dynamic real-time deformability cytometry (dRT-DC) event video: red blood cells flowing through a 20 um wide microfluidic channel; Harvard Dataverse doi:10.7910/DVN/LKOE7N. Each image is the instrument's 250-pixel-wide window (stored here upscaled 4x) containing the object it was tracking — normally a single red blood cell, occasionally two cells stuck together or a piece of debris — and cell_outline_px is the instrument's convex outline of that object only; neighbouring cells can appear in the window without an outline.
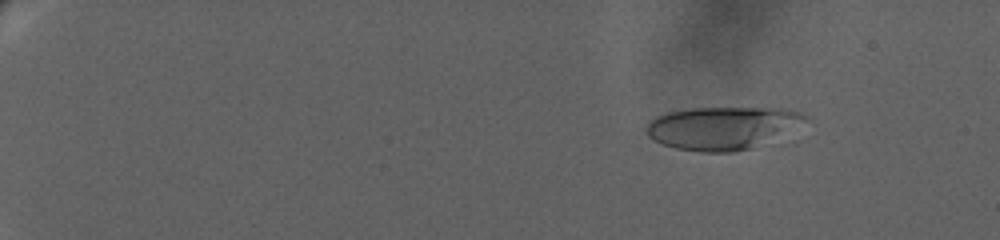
{"species": "human", "species_latin": "Homo sapiens", "temperature_condition": "warm", "stored_images_in_passage": 54, "camera_frame_rate_fps": 3000, "um_per_image_px": 0.085, "donor": {"sex": "female"}, "frame": {"image": 1, "passage_image": 7, "time_ms": 3.0, "image_size_px": [1000, 240], "cell_outline_px": [[812, 120], [800, 140], [796, 144], [736, 152], [700, 152], [676, 148], [664, 144], [648, 136], [644, 128], [656, 116], [668, 112], [692, 108], [780, 108], [804, 112]], "centroid_in_image_um": [61.93, 10.95], "position_along_channel_um": 23.1, "area_um2": 43.75}}
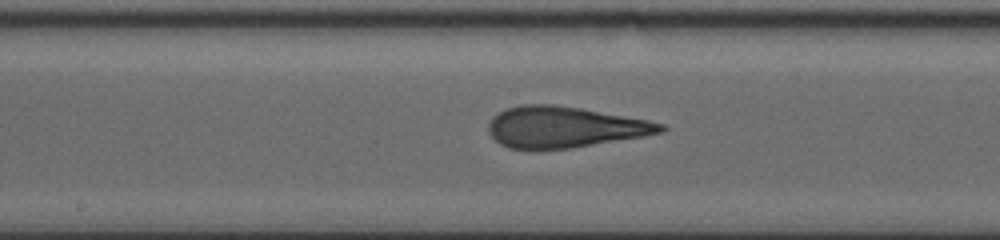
{"frame": {"image": 2, "passage_image": 34, "time_ms": 13.333, "image_size_px": [1000, 240], "cell_outline_px": [[668, 128], [664, 132], [644, 136], [572, 148], [508, 148], [500, 144], [488, 132], [488, 124], [492, 116], [504, 108], [520, 104], [552, 104], [580, 108], [648, 120], [664, 124]], "centroid_in_image_um": [47.97, 10.79], "position_along_channel_um": 200.2, "area_um2": 41.15}}
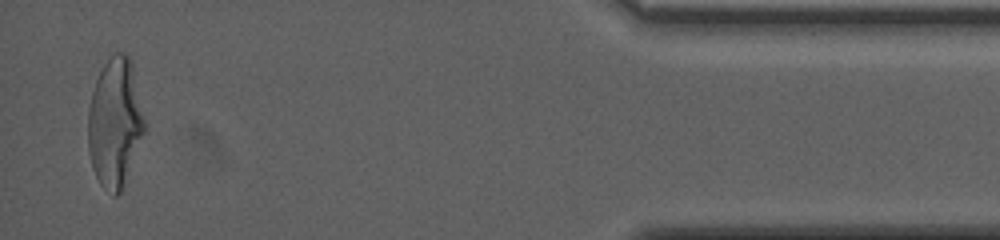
{"frame": {"image": 3, "passage_image": 54, "time_ms": 22.0, "image_size_px": [1000, 240], "cell_outline_px": [[148, 124], [120, 192], [116, 196], [112, 196], [100, 184], [92, 168], [88, 152], [88, 108], [92, 92], [96, 80], [104, 64], [116, 52], [124, 52], [132, 60]], "centroid_in_image_um": [9.8, 10.4], "position_along_channel_um": 425.4, "area_um2": 43.06}, "authors_computed_cell_mechanics": {"area_um2": 40.6334, "velocity_mm_per_s": 3.2374, "shape_relaxation_time_tau1_ms": 7.8374, "shape_relaxation_time_tau2_ms": 1.2305, "deformation_change_tau1": 0.2672, "deformation_change_tau2": 0.1125}}